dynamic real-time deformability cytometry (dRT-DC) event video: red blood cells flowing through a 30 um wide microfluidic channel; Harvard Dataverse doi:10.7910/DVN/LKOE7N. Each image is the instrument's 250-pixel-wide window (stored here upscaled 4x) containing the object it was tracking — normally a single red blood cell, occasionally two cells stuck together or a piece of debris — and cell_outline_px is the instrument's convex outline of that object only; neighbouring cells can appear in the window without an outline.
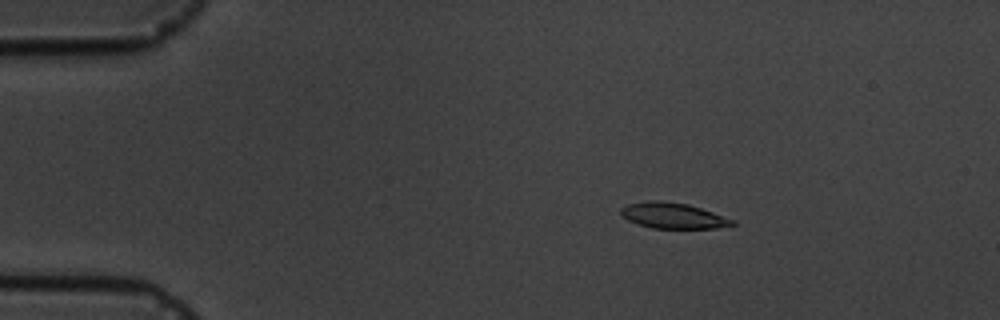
{"species": "common noctule bat (a hibernating species)", "species_latin": "Nyctalus noctula", "temperature_condition": "cold", "stored_images_in_passage": 5, "camera_frame_rate_fps": 3000, "um_per_image_px": 0.085, "animal": {"sex": "male", "body_mass_g": 19.5, "forearm_length_mm": 54.6}, "frame": {"image": 1, "passage_image": 3, "time_ms": 2.0, "image_size_px": [1000, 320], "cell_outline_px": [[736, 224], [716, 228], [652, 228], [636, 224], [620, 216], [620, 208], [628, 204], [648, 200], [660, 200], [688, 204], [736, 220]], "centroid_in_image_um": [57.17, 18.32], "position_along_channel_um": 27.8, "area_um2": 16.82}}